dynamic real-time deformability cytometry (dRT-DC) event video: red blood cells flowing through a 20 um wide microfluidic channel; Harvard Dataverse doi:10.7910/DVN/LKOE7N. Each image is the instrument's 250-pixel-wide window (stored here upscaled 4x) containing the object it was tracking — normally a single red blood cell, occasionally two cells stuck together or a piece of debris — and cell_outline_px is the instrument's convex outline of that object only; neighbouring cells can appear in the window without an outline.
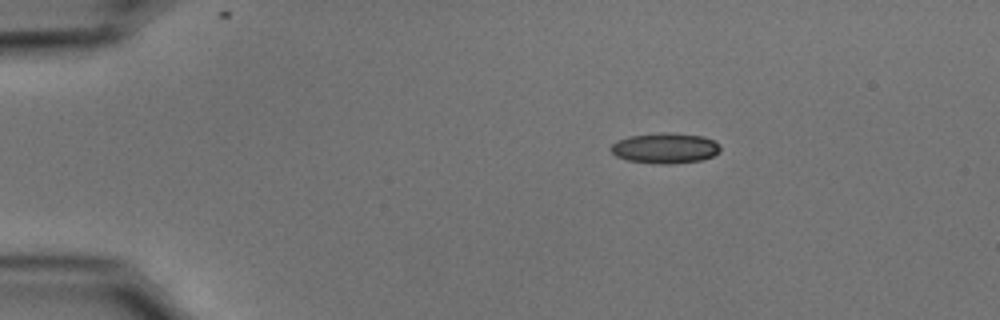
{"species": "common noctule bat (a hibernating species)", "species_latin": "Nyctalus noctula", "temperature_condition": "cold", "stored_images_in_passage": 8, "camera_frame_rate_fps": 3000, "um_per_image_px": 0.085, "animal": {"sex": "male", "body_mass_g": 15.6}, "frame": {"image": 1, "passage_image": 1, "time_ms": 0.0, "image_size_px": [1000, 320], "cell_outline_px": [[720, 152], [712, 156], [700, 160], [668, 164], [664, 164], [628, 160], [616, 156], [608, 148], [616, 140], [628, 136], [660, 132], [668, 132], [704, 136], [716, 140], [720, 144]], "centroid_in_image_um": [56.54, 12.57], "position_along_channel_um": 28.5, "area_um2": 19.59}}